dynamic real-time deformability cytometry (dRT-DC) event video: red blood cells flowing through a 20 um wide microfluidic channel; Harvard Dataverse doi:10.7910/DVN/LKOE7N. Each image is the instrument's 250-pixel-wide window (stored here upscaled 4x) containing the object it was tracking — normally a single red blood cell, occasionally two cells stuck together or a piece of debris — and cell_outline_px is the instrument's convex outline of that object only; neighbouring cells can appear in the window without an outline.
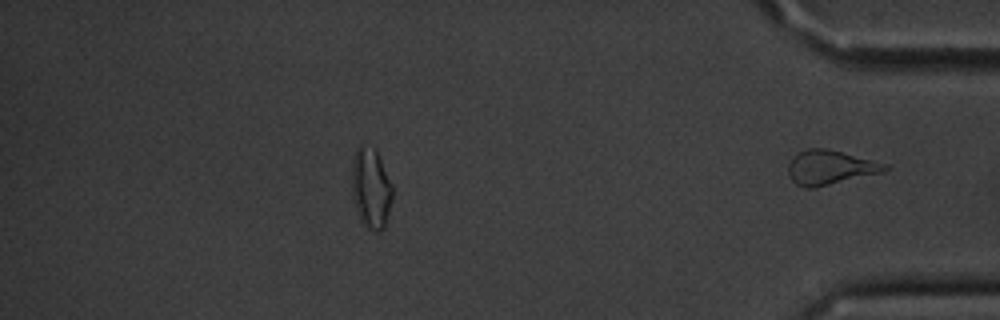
{"species": "common noctule bat (a hibernating species)", "species_latin": "Nyctalus noctula", "temperature_condition": "cold", "stored_images_in_passage": 48, "segment_of_instrument_passage": [2, 2], "camera_frame_rate_fps": 3000, "um_per_image_px": 0.085, "animal": {"sex": "male", "body_mass_g": 20.1, "forearm_length_mm": 53.5}, "frame": {"image": 1, "passage_image": 48, "time_ms": 15.667, "image_size_px": [1000, 320], "cell_outline_px": [[888, 168], [880, 172], [816, 188], [804, 188], [796, 184], [792, 180], [788, 172], [788, 164], [792, 156], [796, 152], [808, 148], [828, 148], [888, 164]], "centroid_in_image_um": [70.49, 14.22], "position_along_channel_um": 364.7, "area_um2": 19.36}}